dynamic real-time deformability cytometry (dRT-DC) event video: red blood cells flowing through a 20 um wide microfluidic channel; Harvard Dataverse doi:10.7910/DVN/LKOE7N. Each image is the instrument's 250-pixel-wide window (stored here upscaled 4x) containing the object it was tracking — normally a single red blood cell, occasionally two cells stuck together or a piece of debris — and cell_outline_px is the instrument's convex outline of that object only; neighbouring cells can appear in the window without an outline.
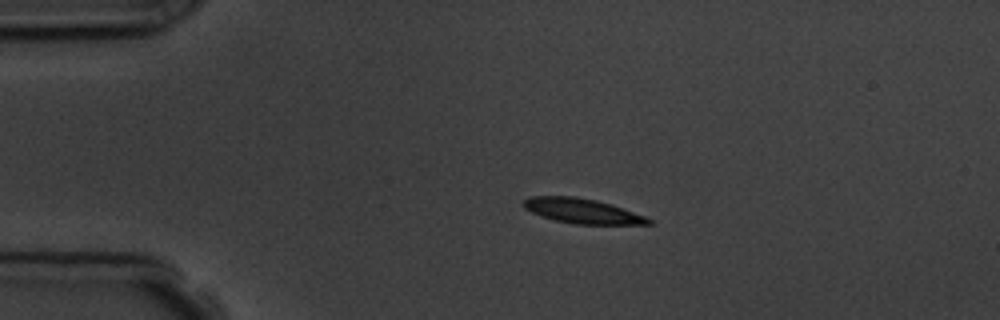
{"species": "common noctule bat (a hibernating species)", "species_latin": "Nyctalus noctula", "temperature_condition": "room temperature", "stored_images_in_passage": 3, "camera_frame_rate_fps": 3000, "um_per_image_px": 0.085, "animal": {"sex": "male", "body_mass_g": 19.5, "forearm_length_mm": 54.6}, "frame": {"image": 1, "passage_image": 2, "time_ms": 1.0, "image_size_px": [1000, 320], "cell_outline_px": [[652, 224], [576, 224], [556, 220], [540, 216], [524, 208], [520, 204], [528, 196], [576, 196], [596, 200], [612, 204], [644, 216], [652, 220]], "centroid_in_image_um": [49.44, 17.92], "position_along_channel_um": 35.6, "area_um2": 18.09}}